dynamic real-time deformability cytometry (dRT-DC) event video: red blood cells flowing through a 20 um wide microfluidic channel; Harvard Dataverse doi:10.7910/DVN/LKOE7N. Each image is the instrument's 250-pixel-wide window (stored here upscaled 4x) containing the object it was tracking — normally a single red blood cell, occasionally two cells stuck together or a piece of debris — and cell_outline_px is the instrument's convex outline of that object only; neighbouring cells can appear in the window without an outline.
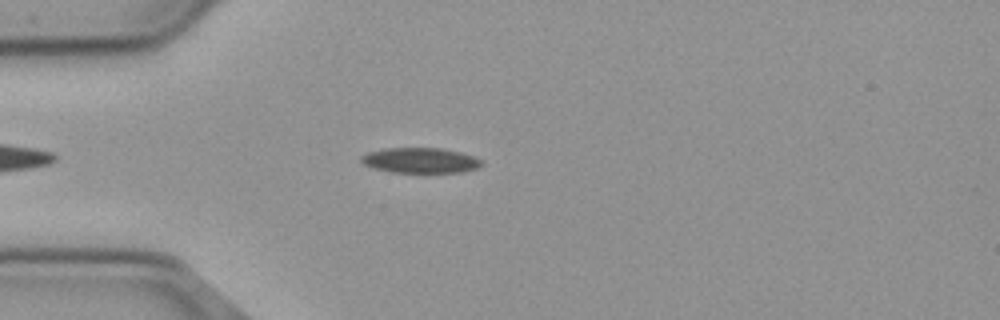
{"species": "common noctule bat (a hibernating species)", "species_latin": "Nyctalus noctula", "temperature_condition": "cold", "stored_images_in_passage": 41, "camera_frame_rate_fps": 3000, "um_per_image_px": 0.085, "animal": {"sex": "male", "body_mass_g": 23.1, "forearm_length_mm": 52.7}, "frame": {"image": 1, "passage_image": 6, "time_ms": 1.667, "image_size_px": [1000, 320], "cell_outline_px": [[484, 164], [476, 168], [460, 172], [392, 172], [372, 168], [364, 164], [360, 160], [360, 156], [368, 152], [384, 148], [440, 148], [460, 152], [472, 156], [480, 160]], "centroid_in_image_um": [35.68, 13.63], "position_along_channel_um": 49.3, "area_um2": 17.63}}
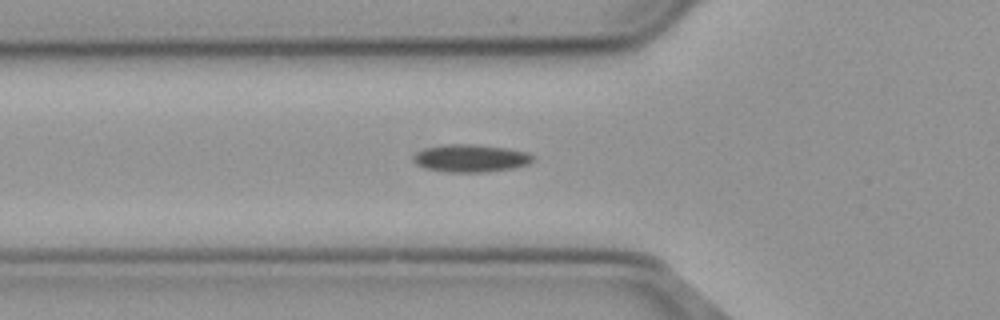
{"frame": {"image": 2, "passage_image": 10, "time_ms": 3.0, "image_size_px": [1000, 320], "cell_outline_px": [[532, 160], [528, 164], [512, 168], [484, 172], [448, 172], [424, 168], [416, 164], [412, 160], [412, 156], [416, 152], [424, 148], [448, 144], [476, 144], [504, 148], [528, 152], [532, 156]], "centroid_in_image_um": [39.95, 13.45], "position_along_channel_um": 85.9, "area_um2": 19.19}}
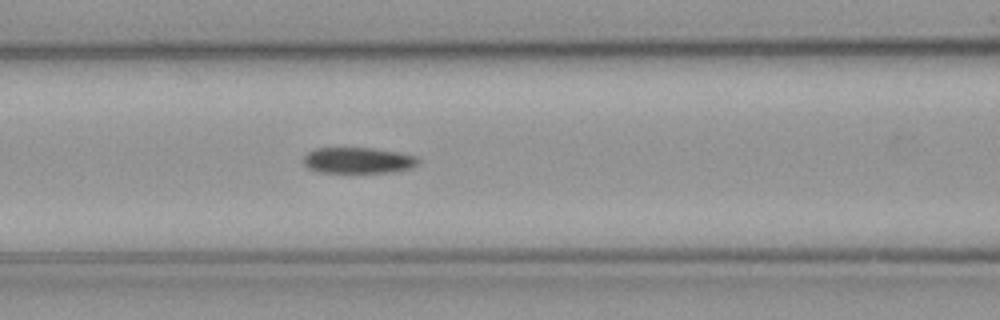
{"frame": {"image": 3, "passage_image": 14, "time_ms": 4.333, "image_size_px": [1000, 320], "cell_outline_px": [[420, 160], [416, 164], [408, 168], [388, 172], [320, 172], [308, 168], [304, 164], [304, 156], [308, 152], [316, 148], [372, 148], [400, 152], [416, 156]], "centroid_in_image_um": [30.42, 13.62], "position_along_channel_um": 136.2, "area_um2": 17.17}}